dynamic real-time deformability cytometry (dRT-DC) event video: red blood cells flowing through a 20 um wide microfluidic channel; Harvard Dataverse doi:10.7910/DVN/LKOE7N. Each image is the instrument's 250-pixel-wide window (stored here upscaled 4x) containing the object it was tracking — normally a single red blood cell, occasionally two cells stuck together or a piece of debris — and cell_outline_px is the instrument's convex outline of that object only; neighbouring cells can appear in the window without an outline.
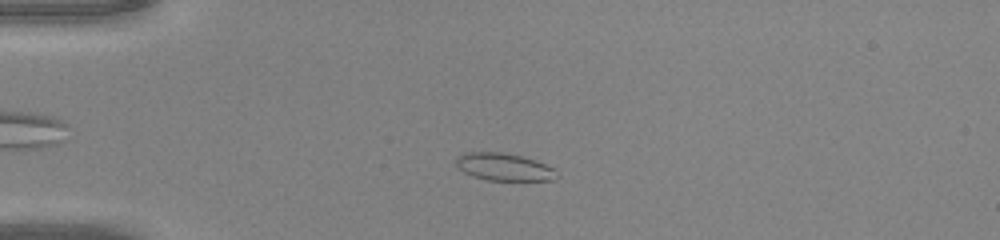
{"species": "common noctule bat (a hibernating species)", "species_latin": "Nyctalus noctula", "temperature_condition": "warm", "stored_images_in_passage": 45, "camera_frame_rate_fps": 3000, "um_per_image_px": 0.085, "animal": {"sex": "male", "body_mass_g": 20.0, "forearm_length_mm": 53.3}, "frame": {"image": 1, "passage_image": 10, "time_ms": 3.0, "image_size_px": [1000, 240], "cell_outline_px": [[560, 176], [556, 180], [488, 180], [472, 176], [464, 172], [456, 164], [456, 156], [464, 152], [504, 152], [536, 160], [556, 168]], "centroid_in_image_um": [42.89, 14.19], "position_along_channel_um": 42.1, "area_um2": 16.36}}
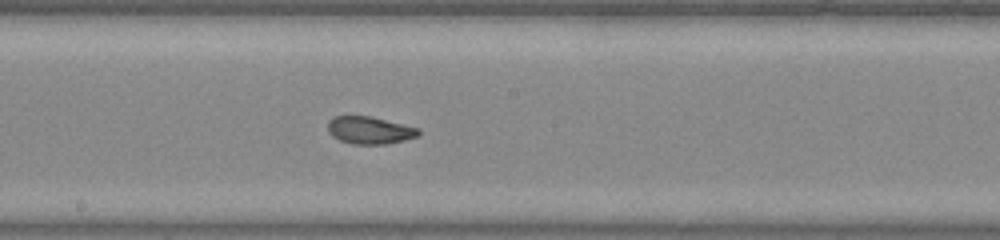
{"frame": {"image": 2, "passage_image": 24, "time_ms": 7.667, "image_size_px": [1000, 240], "cell_outline_px": [[420, 136], [388, 144], [352, 144], [340, 140], [332, 136], [328, 132], [328, 120], [332, 116], [372, 116], [420, 128]], "centroid_in_image_um": [31.44, 11.06], "position_along_channel_um": 216.8, "area_um2": 14.74}}
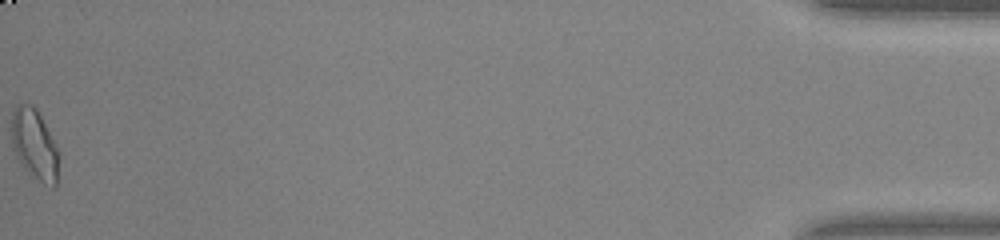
{"frame": {"image": 3, "passage_image": 45, "time_ms": 14.667, "image_size_px": [1000, 240], "cell_outline_px": [[60, 156], [56, 188], [52, 188], [44, 184], [28, 172], [20, 164], [16, 156], [12, 144], [12, 112], [16, 104], [32, 104], [36, 108], [60, 152]], "centroid_in_image_um": [2.96, 12.31], "position_along_channel_um": 432.2, "area_um2": 19.65}}